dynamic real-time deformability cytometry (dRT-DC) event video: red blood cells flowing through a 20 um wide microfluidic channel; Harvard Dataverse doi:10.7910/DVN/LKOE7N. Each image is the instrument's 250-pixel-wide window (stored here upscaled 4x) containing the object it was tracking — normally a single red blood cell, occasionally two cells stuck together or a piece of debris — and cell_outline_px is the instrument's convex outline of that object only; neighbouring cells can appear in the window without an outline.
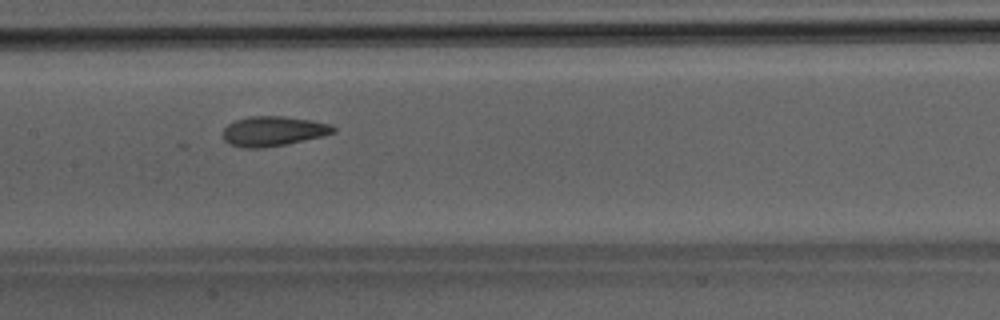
{"species": "Egyptian fruit bat (a non-hibernating species)", "species_latin": "Rousettus aegyptiacus", "temperature_condition": "room temperature", "stored_images_in_passage": 47, "camera_frame_rate_fps": 3000, "um_per_image_px": 0.085, "animal": {"sex": "male"}, "frame": {"image": 1, "passage_image": 23, "time_ms": 7.333, "image_size_px": [1000, 320], "cell_outline_px": [[336, 132], [320, 136], [284, 144], [260, 148], [240, 148], [224, 140], [224, 128], [228, 124], [236, 120], [248, 116], [284, 116], [312, 120], [332, 124], [336, 128]], "centroid_in_image_um": [23.23, 11.13], "position_along_channel_um": 184.2, "area_um2": 19.02}}
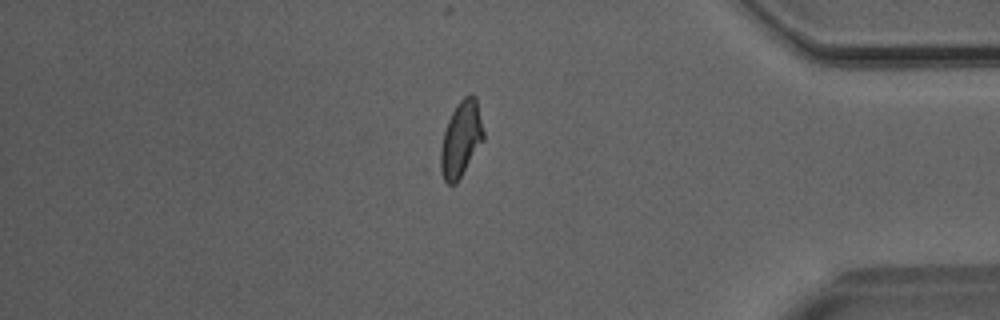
{"frame": {"image": 2, "passage_image": 40, "time_ms": 13.0, "image_size_px": [1000, 320], "cell_outline_px": [[484, 140], [456, 184], [448, 184], [444, 180], [436, 168], [440, 148], [444, 132], [448, 120], [456, 104], [464, 96], [472, 92], [476, 96], [484, 132]], "centroid_in_image_um": [39.15, 11.85], "position_along_channel_um": 396.1, "area_um2": 19.48}}
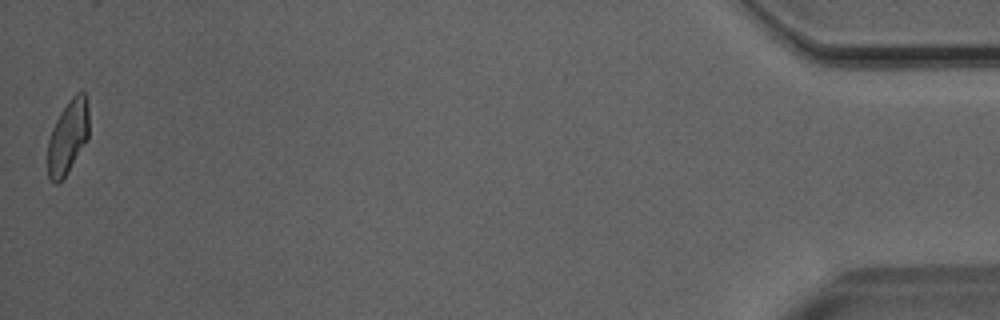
{"frame": {"image": 3, "passage_image": 47, "time_ms": 15.333, "image_size_px": [1000, 320], "cell_outline_px": [[88, 140], [64, 176], [56, 184], [52, 184], [48, 180], [48, 140], [52, 128], [60, 112], [72, 96], [76, 92], [84, 92], [88, 108]], "centroid_in_image_um": [5.76, 11.64], "position_along_channel_um": 429.4, "area_um2": 17.63}}